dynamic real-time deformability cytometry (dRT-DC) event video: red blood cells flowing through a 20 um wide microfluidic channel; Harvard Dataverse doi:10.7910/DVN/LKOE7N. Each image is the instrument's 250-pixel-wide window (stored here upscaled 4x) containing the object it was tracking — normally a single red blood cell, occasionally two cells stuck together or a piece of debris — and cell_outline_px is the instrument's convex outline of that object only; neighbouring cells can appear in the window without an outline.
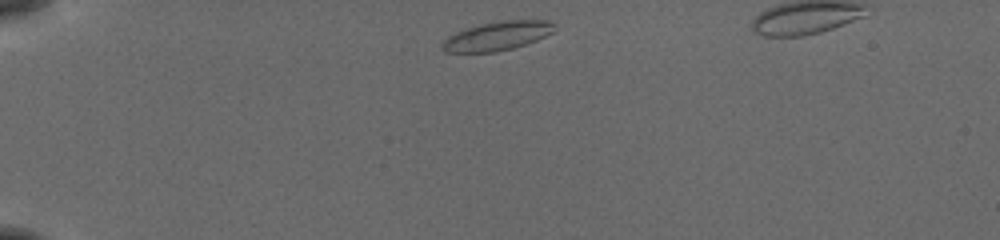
{"species": "common noctule bat (a hibernating species)", "species_latin": "Nyctalus noctula", "temperature_condition": "cold", "stored_images_in_passage": 40, "camera_frame_rate_fps": 3000, "um_per_image_px": 0.085, "animal": {"sex": "female", "body_mass_g": 19.5, "forearm_length_mm": 54.1}, "frame": {"image": 1, "passage_image": 1, "time_ms": 0.0, "image_size_px": [1000, 240], "cell_outline_px": [[552, 32], [536, 40], [512, 48], [496, 52], [444, 52], [440, 48], [440, 44], [448, 36], [456, 32], [468, 28], [484, 24], [508, 20], [548, 20], [552, 24]], "centroid_in_image_um": [42.2, 3.08], "position_along_channel_um": 42.8, "area_um2": 18.44}}
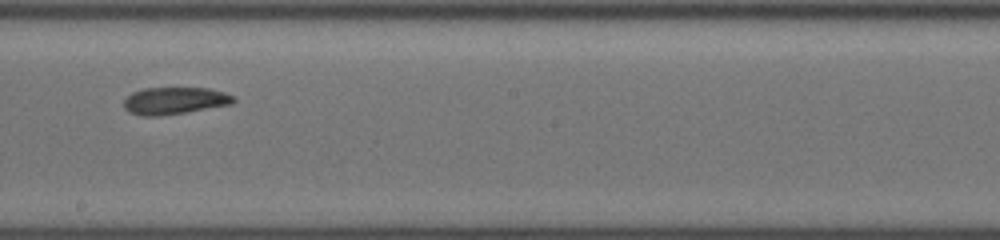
{"frame": {"image": 2, "passage_image": 20, "time_ms": 6.333, "image_size_px": [1000, 240], "cell_outline_px": [[236, 100], [232, 104], [184, 112], [156, 116], [144, 116], [128, 112], [124, 108], [124, 100], [132, 92], [144, 88], [208, 88], [224, 92], [236, 96]], "centroid_in_image_um": [14.85, 8.55], "position_along_channel_um": 233.4, "area_um2": 17.28}}
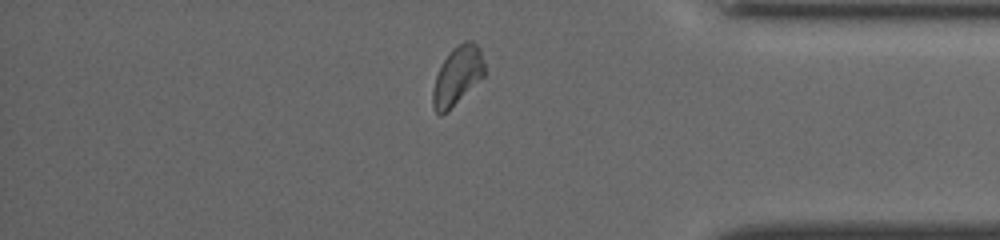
{"frame": {"image": 3, "passage_image": 34, "time_ms": 11.0, "image_size_px": [1000, 240], "cell_outline_px": [[484, 76], [448, 112], [440, 116], [436, 112], [432, 104], [432, 92], [436, 76], [444, 60], [452, 48], [464, 40], [472, 40], [480, 48], [484, 64]], "centroid_in_image_um": [38.87, 6.45], "position_along_channel_um": 396.3, "area_um2": 17.69}}